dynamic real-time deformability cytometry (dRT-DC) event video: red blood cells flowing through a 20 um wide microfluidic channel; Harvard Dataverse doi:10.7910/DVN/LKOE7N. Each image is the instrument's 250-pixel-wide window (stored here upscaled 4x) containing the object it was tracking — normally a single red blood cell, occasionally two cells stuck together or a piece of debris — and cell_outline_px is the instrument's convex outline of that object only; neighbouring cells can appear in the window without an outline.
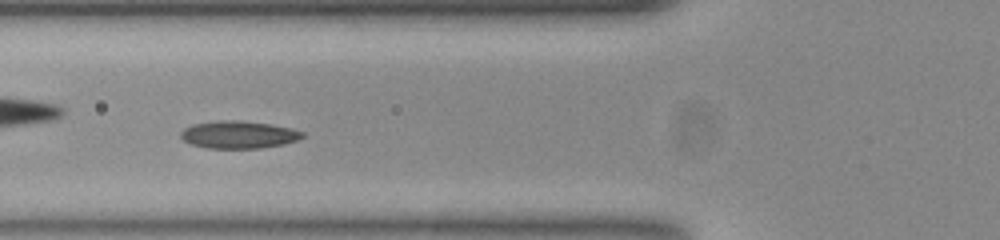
{"species": "common noctule bat (a hibernating species)", "species_latin": "Nyctalus noctula", "temperature_condition": "room temperature", "stored_images_in_passage": 40, "camera_frame_rate_fps": 3000, "um_per_image_px": 0.085, "animal": {"sex": "female", "body_mass_g": 23.0, "forearm_length_mm": 53.4}, "frame": {"image": 1, "passage_image": 7, "time_ms": 2.0, "image_size_px": [1000, 240], "cell_outline_px": [[304, 136], [300, 140], [284, 144], [260, 148], [208, 148], [192, 144], [184, 140], [180, 136], [180, 132], [184, 128], [192, 124], [216, 120], [236, 120], [272, 124], [292, 128], [304, 132]], "centroid_in_image_um": [20.31, 11.44], "position_along_channel_um": 105.5, "area_um2": 19.65}, "authors_computed_cell_mechanics": {"area_um2": 19.4208, "velocity_mm_per_s": 3.7518, "shape_relaxation_time_tau1_ms": 4.4267, "shape_relaxation_time_tau2_ms": 1.5812, "deformation_change_tau1": 0.1151, "deformation_change_tau2": 0.0574}}